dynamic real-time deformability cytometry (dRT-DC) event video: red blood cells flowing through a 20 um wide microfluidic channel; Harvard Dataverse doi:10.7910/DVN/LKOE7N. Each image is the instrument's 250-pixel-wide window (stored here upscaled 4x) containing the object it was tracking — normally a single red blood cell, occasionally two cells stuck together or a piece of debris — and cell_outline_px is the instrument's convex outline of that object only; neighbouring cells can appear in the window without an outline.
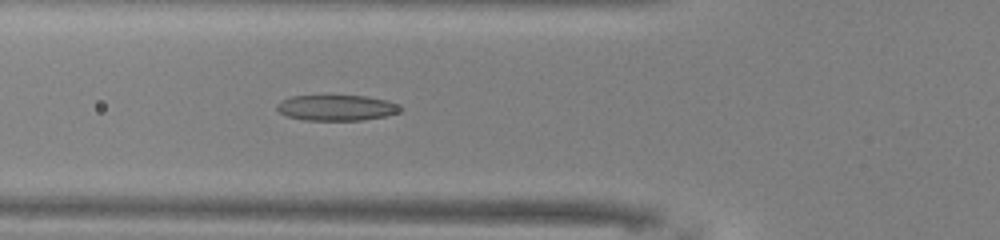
{"species": "common noctule bat (a hibernating species)", "species_latin": "Nyctalus noctula", "temperature_condition": "warm", "stored_images_in_passage": 51, "camera_frame_rate_fps": 3000, "um_per_image_px": 0.085, "animal": {"sex": "male", "body_mass_g": 13.0, "forearm_length_mm": 53.1}, "frame": {"image": 1, "passage_image": 18, "time_ms": 5.667, "image_size_px": [1000, 240], "cell_outline_px": [[404, 108], [400, 112], [388, 116], [364, 120], [304, 120], [288, 116], [280, 112], [276, 108], [276, 104], [280, 100], [292, 96], [364, 96], [388, 100]], "centroid_in_image_um": [28.63, 9.16], "position_along_channel_um": 97.2, "area_um2": 18.55}}
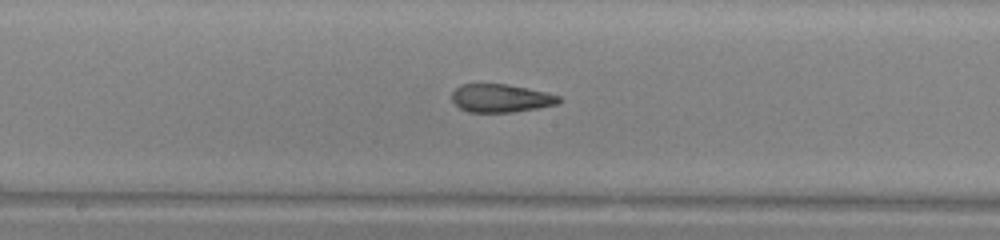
{"frame": {"image": 2, "passage_image": 26, "time_ms": 8.333, "image_size_px": [1000, 240], "cell_outline_px": [[560, 100], [556, 104], [536, 108], [512, 112], [468, 112], [460, 108], [452, 100], [452, 92], [460, 84], [508, 84], [544, 92], [560, 96]], "centroid_in_image_um": [42.53, 8.34], "position_along_channel_um": 205.7, "area_um2": 17.34}}
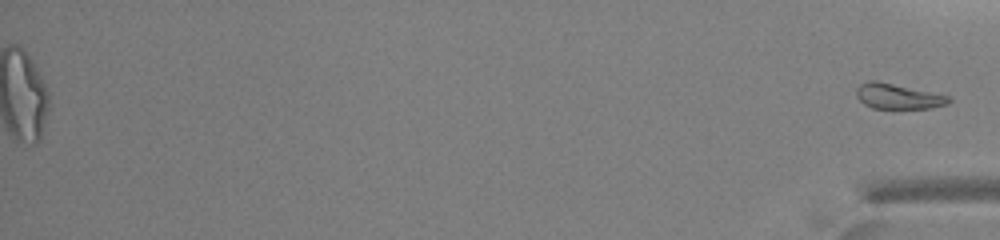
{"frame": {"image": 3, "passage_image": 51, "time_ms": 16.667, "image_size_px": [1000, 240], "cell_outline_px": [[952, 100], [948, 104], [932, 108], [872, 108], [864, 104], [856, 96], [856, 88], [860, 84], [868, 80], [876, 80], [952, 96]], "centroid_in_image_um": [76.35, 8.18], "position_along_channel_um": 358.8, "area_um2": 13.76}}